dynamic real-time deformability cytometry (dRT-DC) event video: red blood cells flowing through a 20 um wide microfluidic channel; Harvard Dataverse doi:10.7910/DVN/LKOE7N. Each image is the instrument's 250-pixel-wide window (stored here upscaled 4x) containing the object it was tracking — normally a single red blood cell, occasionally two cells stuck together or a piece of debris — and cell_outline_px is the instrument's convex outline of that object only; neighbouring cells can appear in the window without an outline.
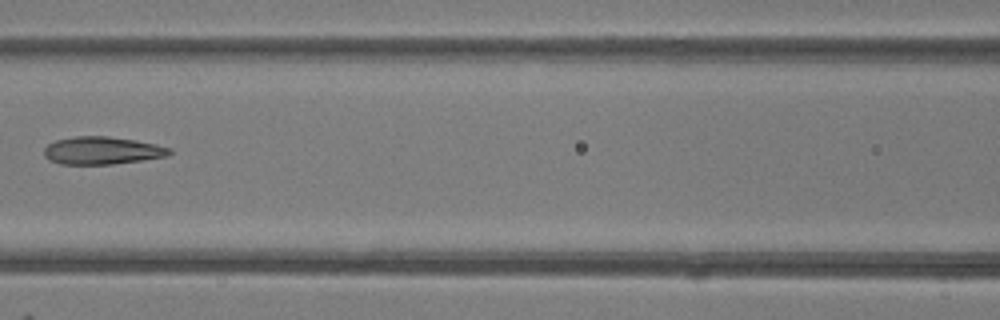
{"species": "common noctule bat (a hibernating species)", "species_latin": "Nyctalus noctula", "temperature_condition": "room temperature", "stored_images_in_passage": 6, "camera_frame_rate_fps": 3000, "um_per_image_px": 0.085, "animal": {"sex": "female"}, "frame": {"image": 1, "passage_image": 6, "time_ms": 5.667, "image_size_px": [1000, 320], "cell_outline_px": [[172, 152], [168, 156], [112, 164], [60, 164], [48, 160], [44, 156], [44, 148], [48, 144], [56, 140], [76, 136], [108, 136], [136, 140], [156, 144], [172, 148]], "centroid_in_image_um": [8.68, 12.79], "position_along_channel_um": 157.9, "area_um2": 20.29}}